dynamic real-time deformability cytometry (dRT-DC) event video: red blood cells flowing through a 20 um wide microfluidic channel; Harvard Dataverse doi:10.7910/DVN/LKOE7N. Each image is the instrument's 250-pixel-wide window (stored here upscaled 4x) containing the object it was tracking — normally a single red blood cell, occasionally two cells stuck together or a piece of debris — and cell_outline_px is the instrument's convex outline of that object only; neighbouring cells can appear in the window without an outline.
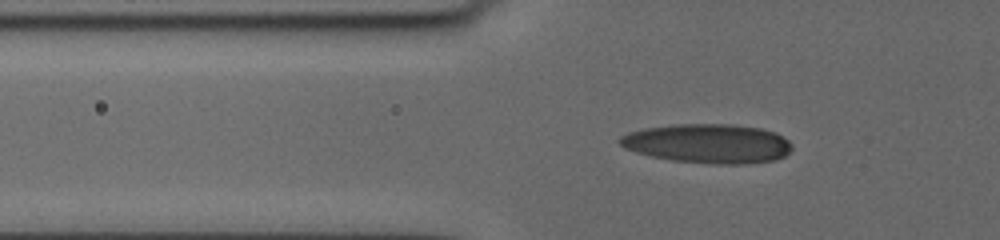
{"species": "human", "species_latin": "Homo sapiens", "temperature_condition": "cold", "stored_images_in_passage": 38, "camera_frame_rate_fps": 3000, "um_per_image_px": 0.085, "donor": {"sex": "female"}, "frame": {"image": 1, "passage_image": 2, "time_ms": 0.333, "image_size_px": [1000, 240], "cell_outline_px": [[792, 148], [784, 156], [776, 160], [744, 164], [720, 164], [672, 160], [652, 156], [636, 152], [624, 148], [616, 140], [620, 136], [628, 132], [644, 128], [672, 124], [732, 124], [764, 128], [776, 132], [788, 140], [792, 144]], "centroid_in_image_um": [60.18, 12.19], "position_along_channel_um": 65.6, "area_um2": 39.65}}
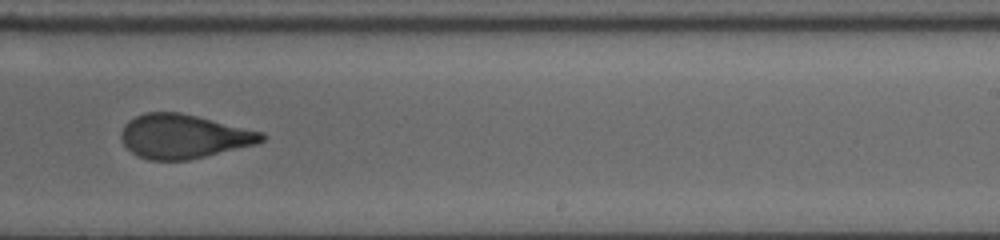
{"frame": {"image": 2, "passage_image": 20, "time_ms": 6.333, "image_size_px": [1000, 240], "cell_outline_px": [[268, 136], [264, 140], [256, 144], [188, 160], [148, 160], [136, 156], [124, 144], [120, 136], [120, 132], [124, 124], [128, 120], [136, 116], [148, 112], [180, 112], [264, 132]], "centroid_in_image_um": [15.6, 11.59], "position_along_channel_um": 273.4, "area_um2": 36.13}}
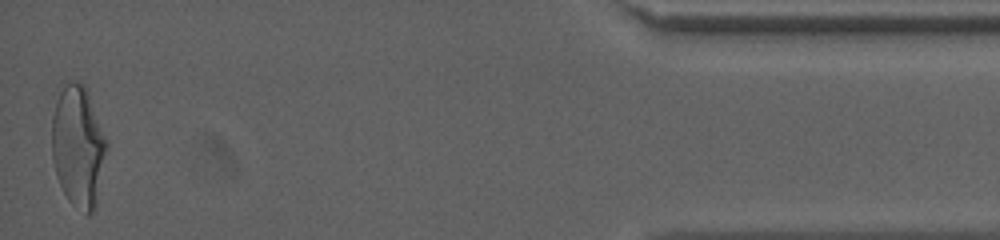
{"frame": {"image": 3, "passage_image": 38, "time_ms": 12.333, "image_size_px": [1000, 240], "cell_outline_px": [[108, 144], [96, 204], [92, 212], [88, 216], [72, 204], [68, 200], [60, 184], [52, 160], [52, 116], [60, 80], [76, 80], [84, 84], [108, 140]], "centroid_in_image_um": [6.63, 12.35], "position_along_channel_um": 428.6, "area_um2": 39.36}, "authors_computed_cell_mechanics": {"area_um2": 37.2232, "velocity_mm_per_s": 3.6533, "shape_relaxation_time_tau1_ms": 5.4876, "shape_relaxation_time_tau2_ms": 1.1035, "deformation_change_tau1": 0.1926, "deformation_change_tau2": 0.0776}}